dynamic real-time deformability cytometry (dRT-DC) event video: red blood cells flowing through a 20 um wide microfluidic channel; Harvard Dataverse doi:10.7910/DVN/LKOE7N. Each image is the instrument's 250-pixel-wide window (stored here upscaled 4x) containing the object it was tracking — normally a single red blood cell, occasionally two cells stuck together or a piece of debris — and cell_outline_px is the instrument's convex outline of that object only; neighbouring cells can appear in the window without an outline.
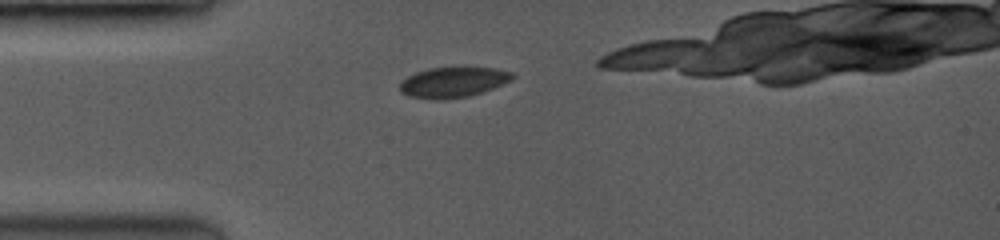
{"species": "common noctule bat (a hibernating species)", "species_latin": "Nyctalus noctula", "temperature_condition": "room temperature", "stored_images_in_passage": 61, "camera_frame_rate_fps": 3500, "um_per_image_px": 0.085, "animal": {"sex": "female", "body_mass_g": 19.0, "forearm_length_mm": 53.3}, "frame": {"image": 1, "passage_image": 1, "time_ms": 0.0, "image_size_px": [1000, 240], "cell_outline_px": [[516, 76], [492, 88], [480, 92], [464, 96], [412, 96], [400, 92], [400, 84], [408, 76], [416, 72], [432, 68], [492, 68], [512, 72]], "centroid_in_image_um": [38.53, 6.93], "position_along_channel_um": 46.5, "area_um2": 18.38}}
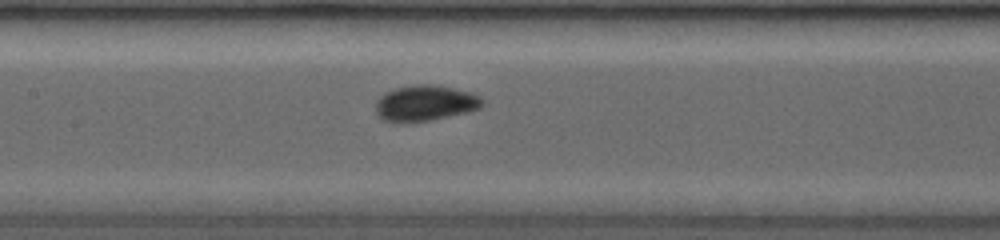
{"frame": {"image": 2, "passage_image": 15, "time_ms": 3.429, "image_size_px": [1000, 240], "cell_outline_px": [[480, 104], [476, 108], [464, 112], [428, 120], [384, 120], [376, 112], [376, 104], [380, 96], [396, 88], [416, 84], [432, 84], [468, 92], [476, 96], [480, 100]], "centroid_in_image_um": [36.07, 8.73], "position_along_channel_um": 171.3, "area_um2": 20.81}}
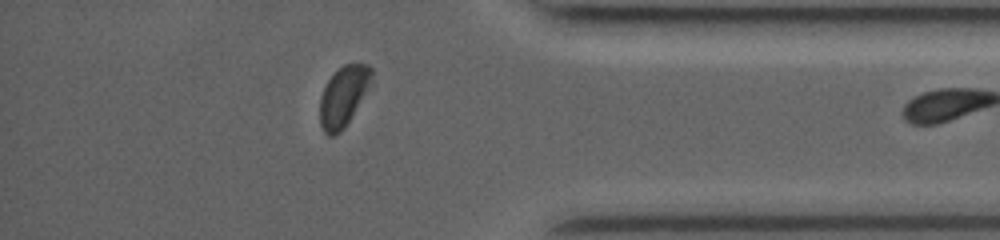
{"frame": {"image": 3, "passage_image": 60, "time_ms": 9.429, "image_size_px": [1000, 240], "cell_outline_px": [[372, 76], [364, 92], [344, 128], [340, 132], [332, 136], [328, 136], [324, 132], [320, 124], [320, 96], [328, 80], [344, 64], [368, 64], [372, 68]], "centroid_in_image_um": [29.14, 8.19], "position_along_channel_um": 406.1, "area_um2": 17.34}}